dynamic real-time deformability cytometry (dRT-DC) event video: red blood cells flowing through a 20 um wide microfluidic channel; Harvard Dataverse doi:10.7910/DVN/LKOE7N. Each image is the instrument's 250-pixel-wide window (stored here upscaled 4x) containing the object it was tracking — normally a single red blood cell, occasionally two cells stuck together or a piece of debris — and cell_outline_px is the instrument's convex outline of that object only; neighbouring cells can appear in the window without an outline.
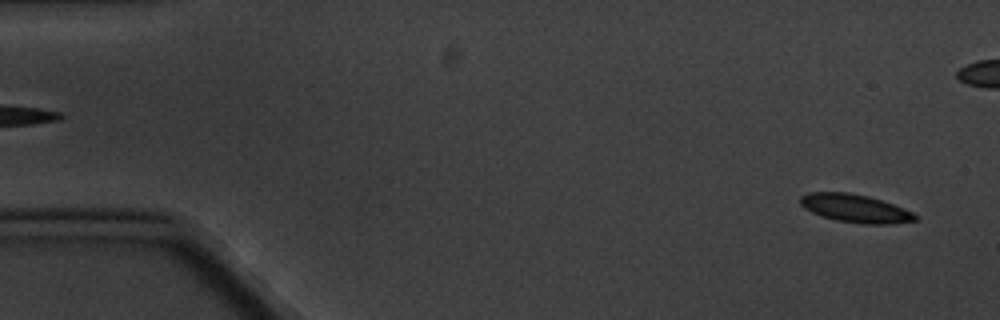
{"species": "common noctule bat (a hibernating species)", "species_latin": "Nyctalus noctula", "temperature_condition": "cold", "stored_images_in_passage": 4, "segment_of_instrument_passage": [2, 2], "camera_frame_rate_fps": 3000, "um_per_image_px": 0.085, "animal": {"sex": "male", "body_mass_g": 20.1, "forearm_length_mm": 53.5}, "frame": {"image": 1, "passage_image": 4, "time_ms": 4.333, "image_size_px": [1000, 320], "cell_outline_px": [[920, 216], [916, 220], [892, 224], [864, 224], [836, 220], [820, 216], [804, 208], [800, 204], [800, 196], [808, 192], [848, 192], [868, 196], [904, 208]], "centroid_in_image_um": [72.69, 17.71], "position_along_channel_um": 12.3, "area_um2": 18.9}}